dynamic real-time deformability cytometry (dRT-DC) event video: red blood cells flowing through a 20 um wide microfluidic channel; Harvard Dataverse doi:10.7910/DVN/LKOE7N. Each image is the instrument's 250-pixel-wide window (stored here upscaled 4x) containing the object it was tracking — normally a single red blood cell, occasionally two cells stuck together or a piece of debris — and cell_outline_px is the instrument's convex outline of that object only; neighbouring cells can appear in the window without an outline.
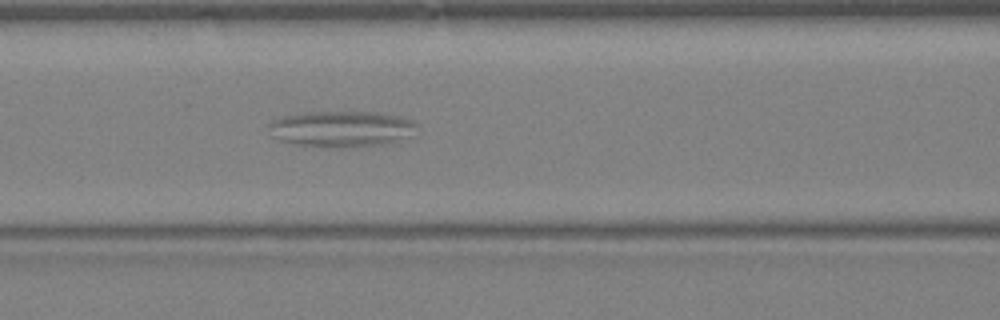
{"species": "Egyptian fruit bat (a non-hibernating species)", "species_latin": "Rousettus aegyptiacus", "temperature_condition": "warm", "stored_images_in_passage": 45, "camera_frame_rate_fps": 3000, "um_per_image_px": 0.085, "animal": {"sex": "female"}, "frame": {"image": 1, "passage_image": 20, "time_ms": 6.333, "image_size_px": [1000, 320], "cell_outline_px": [[420, 124], [416, 136], [388, 144], [348, 148], [340, 148], [296, 144], [280, 140], [268, 136], [268, 124], [272, 120], [284, 116], [300, 112], [376, 112], [400, 116], [412, 120]], "centroid_in_image_um": [29.1, 10.97], "position_along_channel_um": 137.5, "area_um2": 32.14}}
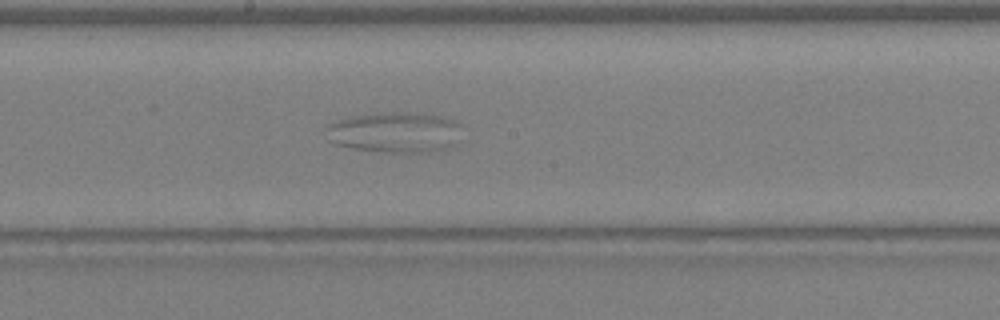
{"frame": {"image": 2, "passage_image": 25, "time_ms": 8.0, "image_size_px": [1000, 320], "cell_outline_px": [[460, 124], [456, 144], [448, 148], [428, 152], [388, 152], [352, 148], [336, 144], [328, 140], [324, 128], [328, 124], [340, 120], [356, 116], [392, 112], [440, 116], [452, 120]], "centroid_in_image_um": [33.54, 11.27], "position_along_channel_um": 214.7, "area_um2": 31.56}}